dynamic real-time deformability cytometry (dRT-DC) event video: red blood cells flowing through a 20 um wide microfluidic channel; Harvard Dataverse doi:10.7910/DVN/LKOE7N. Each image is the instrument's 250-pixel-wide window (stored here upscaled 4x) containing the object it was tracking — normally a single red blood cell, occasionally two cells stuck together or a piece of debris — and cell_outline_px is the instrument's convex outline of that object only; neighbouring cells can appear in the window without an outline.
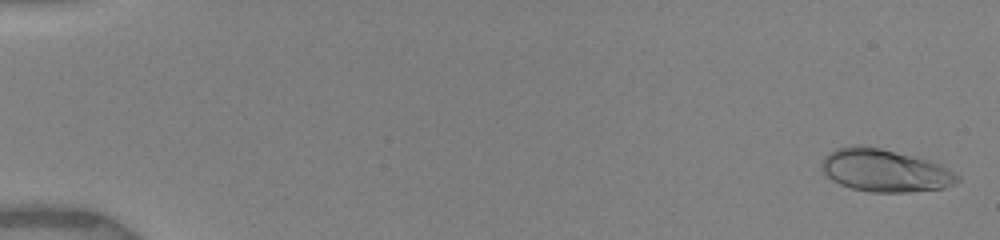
{"species": "human", "species_latin": "Homo sapiens", "temperature_condition": "warm", "stored_images_in_passage": 20, "camera_frame_rate_fps": 3000, "um_per_image_px": 0.085, "donor": {"sex": "female"}, "frame": {"image": 1, "passage_image": 1, "time_ms": 0.0, "image_size_px": [1000, 240], "cell_outline_px": [[960, 180], [956, 184], [944, 188], [908, 192], [872, 192], [852, 188], [840, 184], [832, 180], [820, 168], [820, 164], [824, 156], [828, 152], [836, 148], [860, 144], [880, 148], [940, 164], [948, 168], [960, 176]], "centroid_in_image_um": [75.19, 14.49], "position_along_channel_um": 9.8, "area_um2": 33.64}}
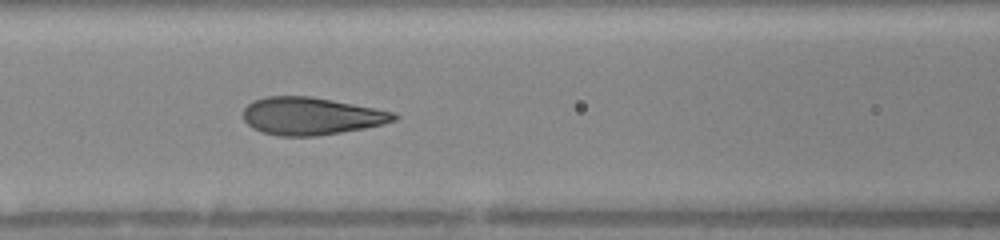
{"frame": {"image": 2, "passage_image": 12, "time_ms": 7.333, "image_size_px": [1000, 240], "cell_outline_px": [[400, 116], [396, 120], [384, 124], [364, 128], [316, 136], [280, 136], [260, 132], [252, 128], [244, 120], [244, 108], [252, 100], [268, 96], [312, 96], [376, 108], [396, 112]], "centroid_in_image_um": [26.46, 9.86], "position_along_channel_um": 140.1, "area_um2": 33.18}}
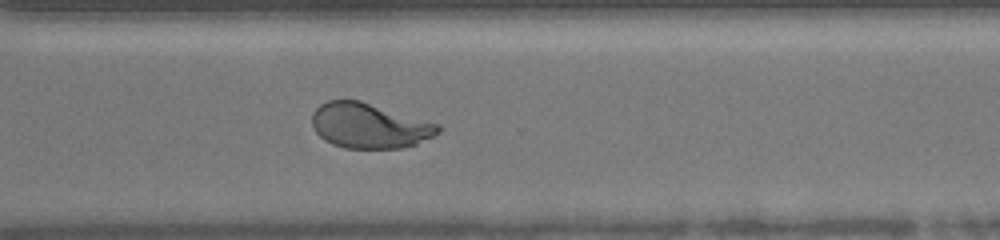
{"frame": {"image": 3, "passage_image": 20, "time_ms": 12.333, "image_size_px": [1000, 240], "cell_outline_px": [[440, 132], [416, 144], [400, 148], [344, 148], [332, 144], [324, 140], [316, 132], [312, 124], [312, 112], [320, 104], [328, 100], [360, 100], [440, 124]], "centroid_in_image_um": [31.37, 10.68], "position_along_channel_um": 339.2, "area_um2": 33.12}}